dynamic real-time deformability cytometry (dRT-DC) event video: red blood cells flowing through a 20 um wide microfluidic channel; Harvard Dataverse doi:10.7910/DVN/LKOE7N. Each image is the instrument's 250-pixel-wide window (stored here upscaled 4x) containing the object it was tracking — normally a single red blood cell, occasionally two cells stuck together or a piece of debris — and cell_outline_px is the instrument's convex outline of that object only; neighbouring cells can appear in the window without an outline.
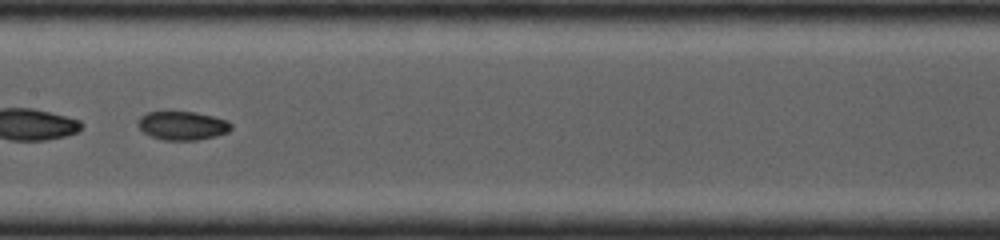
{"species": "common noctule bat (a hibernating species)", "species_latin": "Nyctalus noctula", "temperature_condition": "cold", "stored_images_in_passage": 23, "camera_frame_rate_fps": 4000, "um_per_image_px": 0.085, "animal": {"sex": "female", "body_mass_g": 19.0, "forearm_length_mm": 53.3}, "frame": {"image": 1, "passage_image": 10, "time_ms": 2.25, "image_size_px": [1000, 240], "cell_outline_px": [[232, 128], [228, 132], [216, 136], [196, 140], [164, 140], [152, 136], [144, 132], [136, 124], [136, 120], [140, 116], [148, 112], [196, 112], [228, 120], [232, 124]], "centroid_in_image_um": [15.51, 10.67], "position_along_channel_um": 191.9, "area_um2": 15.61}}